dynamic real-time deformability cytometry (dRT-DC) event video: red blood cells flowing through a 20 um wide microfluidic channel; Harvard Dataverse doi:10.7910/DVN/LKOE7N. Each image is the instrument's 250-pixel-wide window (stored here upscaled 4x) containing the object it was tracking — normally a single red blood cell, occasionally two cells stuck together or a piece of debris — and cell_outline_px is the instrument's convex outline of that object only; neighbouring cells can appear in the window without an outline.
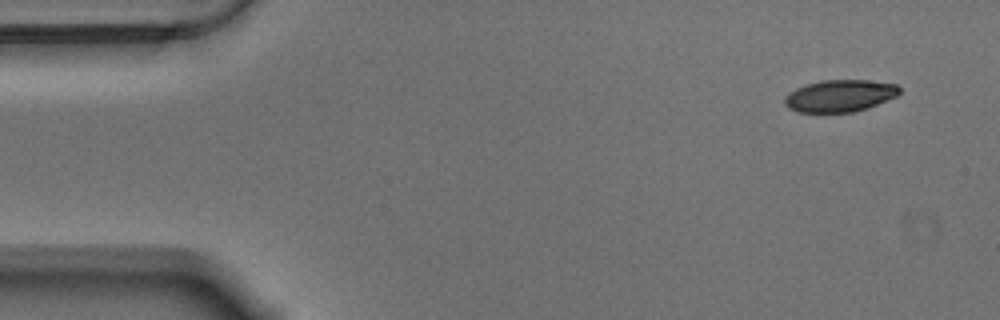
{"species": "Egyptian fruit bat (a non-hibernating species)", "species_latin": "Rousettus aegyptiacus", "temperature_condition": "warm", "stored_images_in_passage": 54, "camera_frame_rate_fps": 3000, "um_per_image_px": 0.085, "animal": {"sex": "male"}, "frame": {"image": 1, "passage_image": 1, "time_ms": 0.0, "image_size_px": [1000, 320], "cell_outline_px": [[900, 92], [896, 96], [868, 108], [852, 112], [796, 112], [788, 108], [784, 104], [784, 96], [788, 92], [796, 88], [820, 80], [868, 80], [896, 84], [900, 88]], "centroid_in_image_um": [71.35, 8.14], "position_along_channel_um": 13.6, "area_um2": 21.5}}
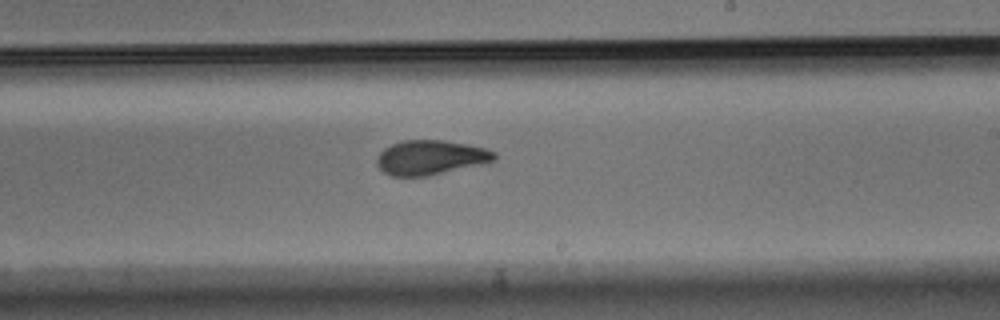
{"frame": {"image": 2, "passage_image": 30, "time_ms": 9.667, "image_size_px": [1000, 320], "cell_outline_px": [[496, 160], [428, 176], [392, 176], [384, 172], [376, 164], [376, 156], [384, 148], [392, 144], [404, 140], [444, 140], [468, 144], [488, 148], [496, 152]], "centroid_in_image_um": [36.59, 13.37], "position_along_channel_um": 252.4, "area_um2": 23.7}}
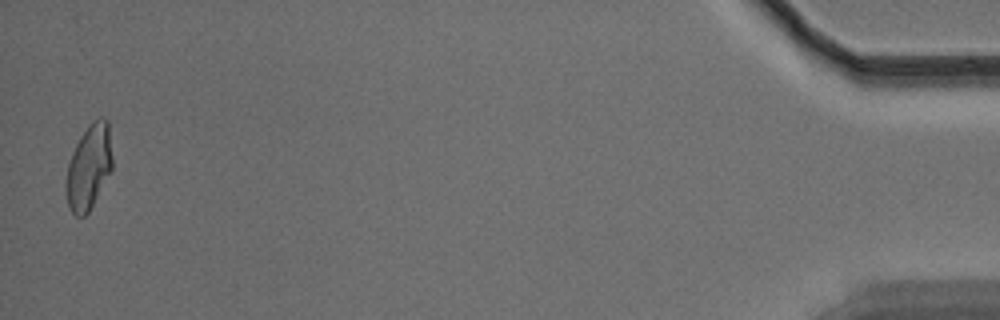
{"frame": {"image": 3, "passage_image": 53, "time_ms": 17.333, "image_size_px": [1000, 320], "cell_outline_px": [[112, 168], [88, 212], [84, 216], [76, 216], [68, 208], [64, 188], [64, 184], [68, 164], [72, 152], [80, 136], [100, 116], [104, 116], [108, 120], [112, 156]], "centroid_in_image_um": [7.52, 14.22], "position_along_channel_um": 427.7, "area_um2": 22.72}, "authors_computed_cell_mechanics": {"area_um2": 23.3512, "velocity_mm_per_s": 3.5209, "shape_relaxation_time_tau1_ms": 8.8249, "shape_relaxation_time_tau2_ms": 1.8185, "deformation_change_tau1": 0.2036, "deformation_change_tau2": 0.0733}}